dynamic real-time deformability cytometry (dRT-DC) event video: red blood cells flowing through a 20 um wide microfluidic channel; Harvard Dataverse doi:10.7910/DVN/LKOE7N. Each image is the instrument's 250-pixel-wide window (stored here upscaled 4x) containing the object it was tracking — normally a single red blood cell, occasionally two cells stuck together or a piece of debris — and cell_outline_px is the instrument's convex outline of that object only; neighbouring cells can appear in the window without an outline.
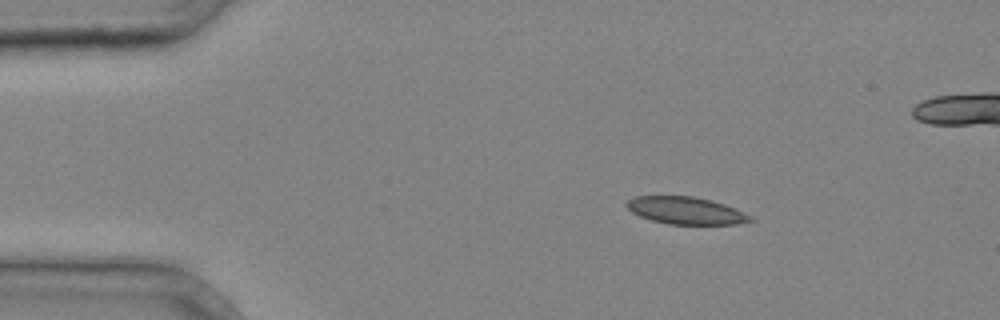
{"species": "common noctule bat (a hibernating species)", "species_latin": "Nyctalus noctula", "temperature_condition": "cold", "stored_images_in_passage": 3, "camera_frame_rate_fps": 3000, "um_per_image_px": 0.085, "animal": {"sex": "male", "body_mass_g": 20.4}, "frame": {"image": 1, "passage_image": 1, "time_ms": 0.0, "image_size_px": [1000, 320], "cell_outline_px": [[756, 220], [736, 224], [668, 224], [652, 220], [640, 216], [632, 212], [624, 204], [628, 200], [636, 196], [692, 196], [712, 200], [736, 208], [752, 216]], "centroid_in_image_um": [58.32, 17.89], "position_along_channel_um": 26.7, "area_um2": 19.71}}